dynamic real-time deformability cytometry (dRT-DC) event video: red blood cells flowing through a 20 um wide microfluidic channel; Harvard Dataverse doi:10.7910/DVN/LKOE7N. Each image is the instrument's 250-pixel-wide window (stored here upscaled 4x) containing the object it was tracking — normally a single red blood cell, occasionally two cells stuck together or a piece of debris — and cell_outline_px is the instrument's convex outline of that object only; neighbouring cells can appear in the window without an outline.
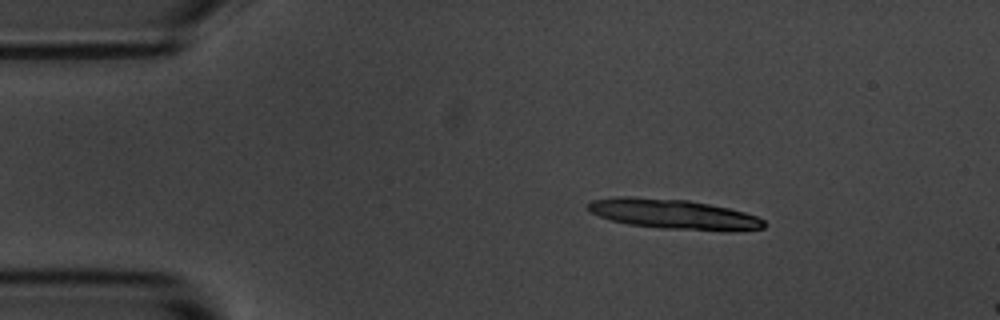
{"species": "common noctule bat (a hibernating species)", "species_latin": "Nyctalus noctula", "temperature_condition": "room temperature", "stored_images_in_passage": 4, "camera_frame_rate_fps": 3000, "um_per_image_px": 0.085, "animal": {"sex": "male", "body_mass_g": 20.1, "forearm_length_mm": 53.5}, "frame": {"image": 1, "passage_image": 2, "time_ms": 1.0, "image_size_px": [1000, 320], "cell_outline_px": [[768, 224], [764, 228], [660, 228], [628, 224], [612, 220], [600, 216], [592, 212], [588, 208], [588, 204], [592, 200], [620, 196], [632, 196], [688, 200], [728, 208], [744, 212], [756, 216], [764, 220]], "centroid_in_image_um": [57.13, 18.15], "position_along_channel_um": 27.9, "area_um2": 29.3}}